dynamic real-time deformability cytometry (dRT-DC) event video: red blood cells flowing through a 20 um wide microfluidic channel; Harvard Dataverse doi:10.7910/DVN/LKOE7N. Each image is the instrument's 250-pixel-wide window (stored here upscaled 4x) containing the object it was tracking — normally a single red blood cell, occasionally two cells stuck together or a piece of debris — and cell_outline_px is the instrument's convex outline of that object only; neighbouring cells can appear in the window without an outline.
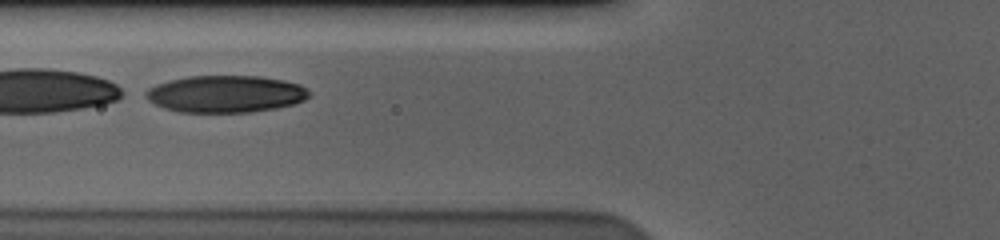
{"species": "human", "species_latin": "Homo sapiens", "temperature_condition": "cold", "stored_images_in_passage": 40, "segment_of_instrument_passage": [2, 2], "camera_frame_rate_fps": 3000, "um_per_image_px": 0.085, "donor": {"sex": "male"}, "frame": {"image": 1, "passage_image": 15, "time_ms": 4.667, "image_size_px": [1000, 240], "cell_outline_px": [[312, 92], [304, 100], [292, 104], [276, 108], [252, 112], [180, 112], [164, 108], [148, 100], [140, 92], [156, 84], [188, 76], [260, 76], [284, 80], [300, 84]], "centroid_in_image_um": [19.16, 7.98], "position_along_channel_um": 106.6, "area_um2": 35.43}}
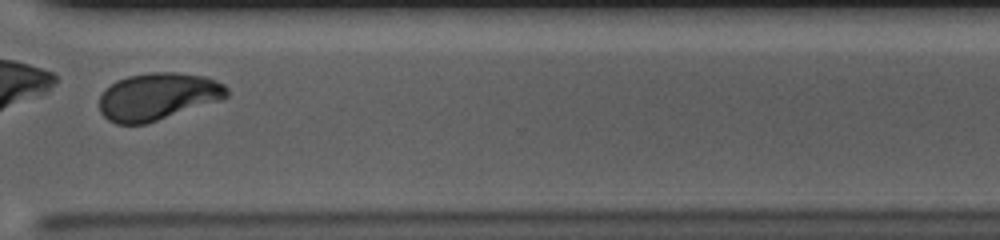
{"frame": {"image": 2, "passage_image": 36, "time_ms": 11.667, "image_size_px": [1000, 240], "cell_outline_px": [[228, 96], [224, 100], [148, 124], [116, 124], [108, 120], [100, 112], [100, 96], [116, 80], [128, 76], [152, 72], [176, 72], [204, 76], [216, 80], [224, 84], [228, 88]], "centroid_in_image_um": [13.47, 8.22], "position_along_channel_um": 357.1, "area_um2": 35.55}}